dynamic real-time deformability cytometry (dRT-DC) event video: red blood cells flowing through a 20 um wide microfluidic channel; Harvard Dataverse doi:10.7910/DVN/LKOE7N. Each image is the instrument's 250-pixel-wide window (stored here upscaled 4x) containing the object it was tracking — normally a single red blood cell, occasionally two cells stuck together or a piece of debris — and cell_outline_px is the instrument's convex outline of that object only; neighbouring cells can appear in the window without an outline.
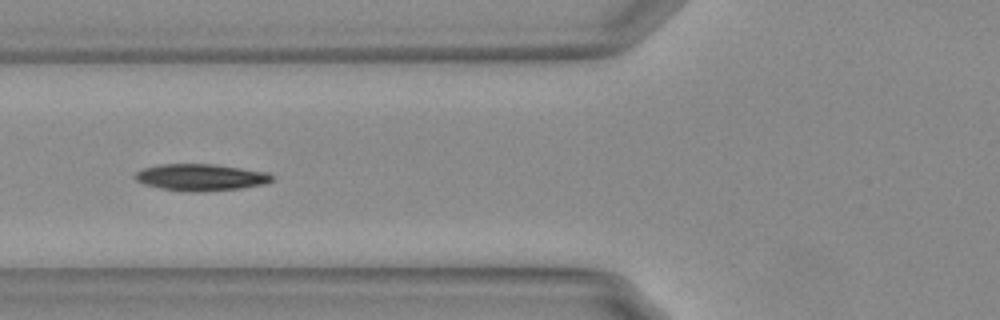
{"species": "Egyptian fruit bat (a non-hibernating species)", "species_latin": "Rousettus aegyptiacus", "temperature_condition": "warm", "stored_images_in_passage": 27, "camera_frame_rate_fps": 3000, "um_per_image_px": 0.085, "animal": {"sex": "female"}, "frame": {"image": 1, "passage_image": 8, "time_ms": 2.333, "image_size_px": [1000, 320], "cell_outline_px": [[276, 176], [272, 180], [264, 184], [240, 188], [200, 192], [188, 192], [160, 188], [144, 184], [136, 180], [132, 176], [136, 172], [144, 168], [160, 164], [212, 164], [268, 172]], "centroid_in_image_um": [17.06, 15.07], "position_along_channel_um": 108.7, "area_um2": 21.39}}